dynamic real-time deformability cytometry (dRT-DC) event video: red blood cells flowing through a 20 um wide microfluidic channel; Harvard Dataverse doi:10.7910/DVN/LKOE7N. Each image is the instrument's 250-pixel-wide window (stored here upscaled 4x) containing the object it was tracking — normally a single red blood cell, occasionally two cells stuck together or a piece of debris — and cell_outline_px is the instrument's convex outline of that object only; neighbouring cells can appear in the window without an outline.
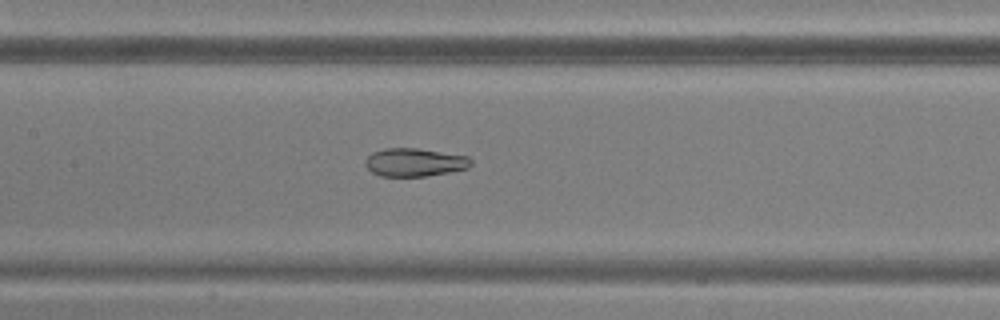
{"species": "common noctule bat (a hibernating species)", "species_latin": "Nyctalus noctula", "temperature_condition": "warm", "stored_images_in_passage": 49, "camera_frame_rate_fps": 3000, "um_per_image_px": 0.085, "animal": {"sex": "male", "body_mass_g": 20.5, "forearm_length_mm": 52.5}, "frame": {"image": 1, "passage_image": 23, "time_ms": 7.333, "image_size_px": [1000, 320], "cell_outline_px": [[472, 164], [468, 168], [448, 172], [424, 176], [380, 176], [372, 172], [364, 164], [364, 160], [372, 152], [384, 148], [416, 148], [468, 156], [472, 160]], "centroid_in_image_um": [35.22, 13.79], "position_along_channel_um": 172.2, "area_um2": 17.34}}
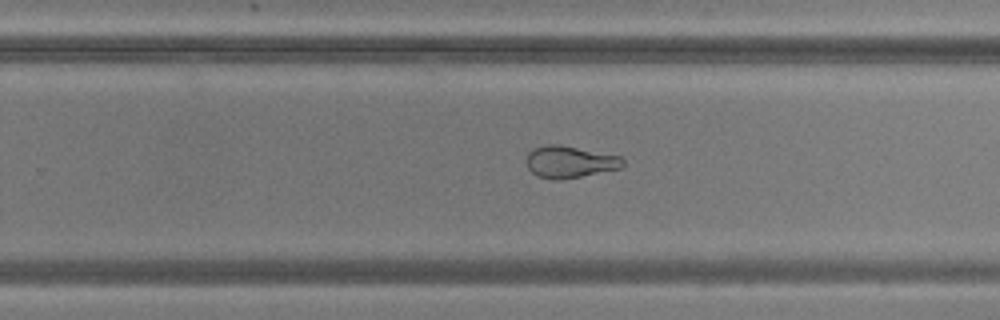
{"frame": {"image": 2, "passage_image": 31, "time_ms": 10.0, "image_size_px": [1000, 320], "cell_outline_px": [[624, 164], [620, 168], [560, 180], [552, 180], [536, 176], [528, 168], [524, 160], [528, 152], [532, 148], [548, 144], [560, 144], [620, 156], [624, 160]], "centroid_in_image_um": [48.36, 13.75], "position_along_channel_um": 281.4, "area_um2": 18.09}}
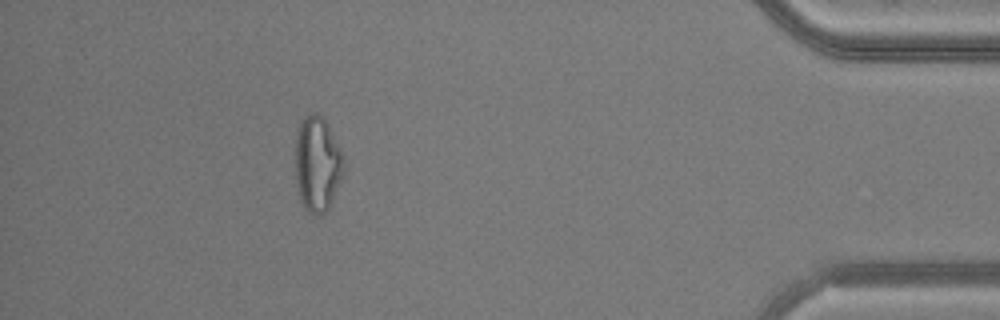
{"frame": {"image": 3, "passage_image": 44, "time_ms": 14.333, "image_size_px": [1000, 320], "cell_outline_px": [[344, 168], [340, 180], [332, 200], [328, 208], [320, 216], [312, 216], [304, 208], [300, 200], [296, 184], [296, 132], [300, 120], [308, 112], [316, 112], [328, 124], [344, 156]], "centroid_in_image_um": [26.96, 13.93], "position_along_channel_um": 408.2, "area_um2": 27.11}}